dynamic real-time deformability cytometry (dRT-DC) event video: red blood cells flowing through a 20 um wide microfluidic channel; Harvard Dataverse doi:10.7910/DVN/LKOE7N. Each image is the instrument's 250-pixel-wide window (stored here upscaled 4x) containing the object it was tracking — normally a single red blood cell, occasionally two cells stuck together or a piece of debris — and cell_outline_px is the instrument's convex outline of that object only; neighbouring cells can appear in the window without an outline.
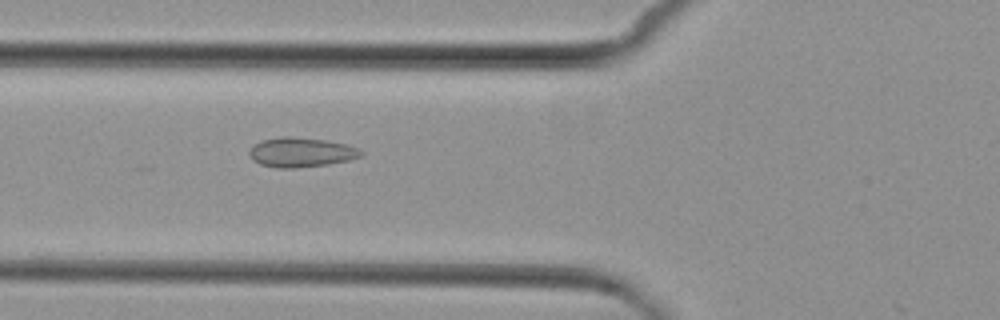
{"species": "common noctule bat (a hibernating species)", "species_latin": "Nyctalus noctula", "temperature_condition": "cold", "stored_images_in_passage": 7, "camera_frame_rate_fps": 3000, "um_per_image_px": 0.085, "animal": {"sex": "female", "body_mass_g": 29.2, "forearm_length_mm": 56.3}, "frame": {"image": 1, "passage_image": 6, "time_ms": 5.667, "image_size_px": [1000, 320], "cell_outline_px": [[364, 156], [348, 160], [328, 164], [296, 168], [276, 168], [260, 164], [252, 160], [248, 152], [256, 144], [264, 140], [280, 136], [292, 136], [324, 140], [348, 144], [360, 148], [364, 152]], "centroid_in_image_um": [25.64, 12.95], "position_along_channel_um": 100.2, "area_um2": 19.36}}